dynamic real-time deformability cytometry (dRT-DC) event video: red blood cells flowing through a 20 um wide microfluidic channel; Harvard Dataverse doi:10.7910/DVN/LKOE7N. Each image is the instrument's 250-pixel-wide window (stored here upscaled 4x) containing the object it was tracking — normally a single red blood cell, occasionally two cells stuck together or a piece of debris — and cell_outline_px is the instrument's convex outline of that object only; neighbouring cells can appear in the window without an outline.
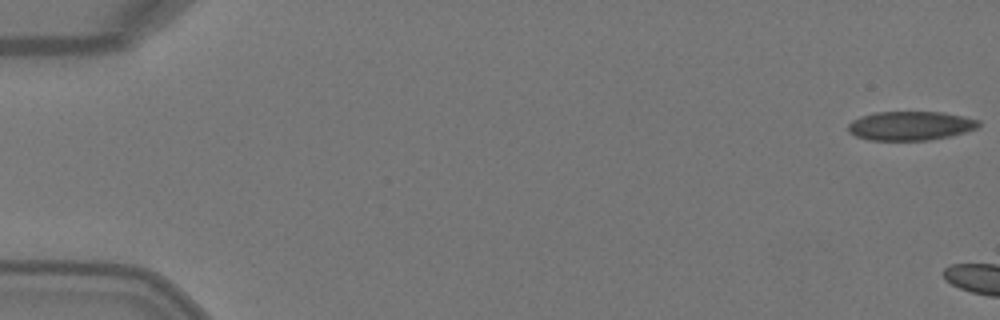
{"species": "Egyptian fruit bat (a non-hibernating species)", "species_latin": "Rousettus aegyptiacus", "temperature_condition": "warm", "stored_images_in_passage": 7, "camera_frame_rate_fps": 3000, "um_per_image_px": 0.085, "animal": {"sex": "female"}, "frame": {"image": 1, "passage_image": 1, "time_ms": 0.0, "image_size_px": [1000, 320], "cell_outline_px": [[980, 124], [976, 128], [952, 136], [928, 140], [868, 140], [856, 136], [848, 132], [848, 124], [852, 120], [860, 116], [876, 112], [944, 112], [964, 116], [980, 120]], "centroid_in_image_um": [77.38, 10.69], "position_along_channel_um": 7.6, "area_um2": 22.2}}
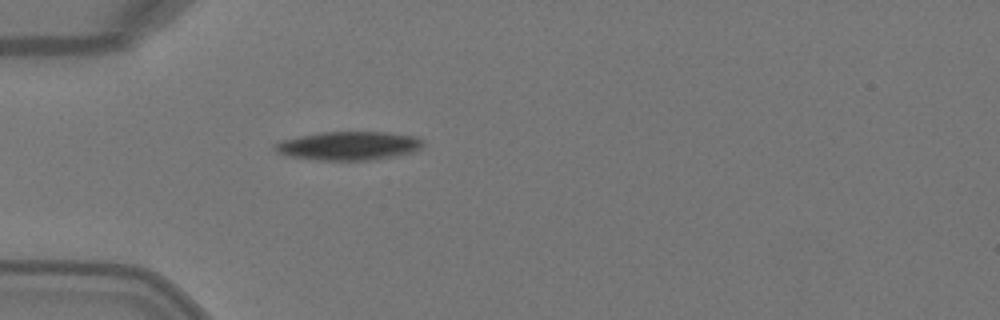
{"frame": {"image": 2, "passage_image": 7, "time_ms": 2.0, "image_size_px": [1000, 320], "cell_outline_px": [[424, 148], [416, 152], [368, 160], [320, 160], [288, 156], [276, 152], [272, 148], [272, 144], [284, 140], [300, 136], [324, 132], [392, 132], [416, 136], [424, 140]], "centroid_in_image_um": [29.69, 12.39], "position_along_channel_um": 55.3, "area_um2": 24.91}}